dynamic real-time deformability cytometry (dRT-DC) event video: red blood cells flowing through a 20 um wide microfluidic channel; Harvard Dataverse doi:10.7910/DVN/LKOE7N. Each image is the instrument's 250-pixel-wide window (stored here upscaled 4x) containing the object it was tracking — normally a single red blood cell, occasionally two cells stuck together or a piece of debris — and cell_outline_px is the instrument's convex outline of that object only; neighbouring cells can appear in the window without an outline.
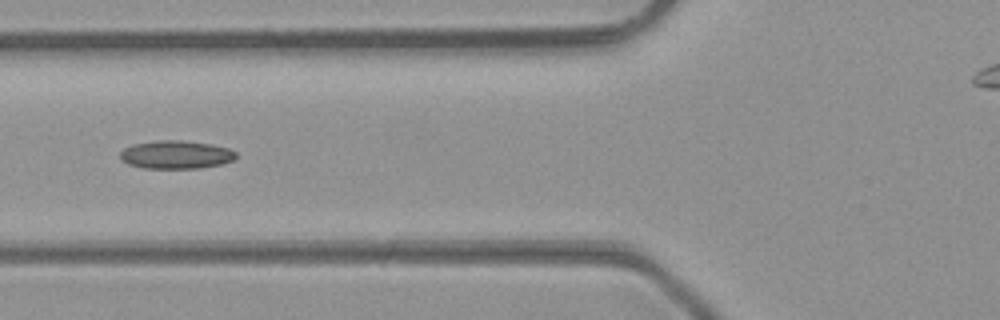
{"species": "common noctule bat (a hibernating species)", "species_latin": "Nyctalus noctula", "temperature_condition": "room temperature", "stored_images_in_passage": 13, "camera_frame_rate_fps": 3000, "um_per_image_px": 0.085, "animal": {"sex": "male", "body_mass_g": 23.1, "forearm_length_mm": 52.7}, "frame": {"image": 1, "passage_image": 6, "time_ms": 1.667, "image_size_px": [1000, 320], "cell_outline_px": [[236, 156], [232, 160], [220, 164], [200, 168], [144, 168], [128, 164], [120, 160], [120, 152], [124, 148], [132, 144], [156, 140], [180, 140], [212, 144], [228, 148], [236, 152]], "centroid_in_image_um": [14.92, 13.14], "position_along_channel_um": 110.9, "area_um2": 19.07}}
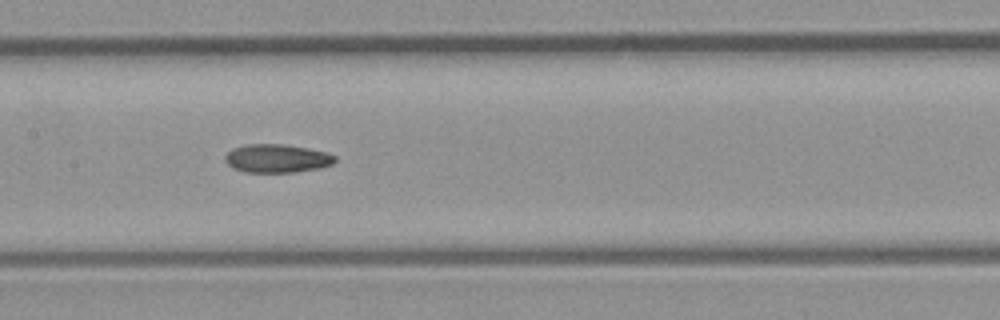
{"frame": {"image": 2, "passage_image": 11, "time_ms": 3.333, "image_size_px": [1000, 320], "cell_outline_px": [[336, 160], [332, 164], [320, 168], [296, 172], [244, 172], [232, 168], [224, 160], [224, 156], [232, 148], [248, 144], [280, 144], [308, 148], [328, 152], [336, 156]], "centroid_in_image_um": [23.54, 13.47], "position_along_channel_um": 183.9, "area_um2": 18.32}}